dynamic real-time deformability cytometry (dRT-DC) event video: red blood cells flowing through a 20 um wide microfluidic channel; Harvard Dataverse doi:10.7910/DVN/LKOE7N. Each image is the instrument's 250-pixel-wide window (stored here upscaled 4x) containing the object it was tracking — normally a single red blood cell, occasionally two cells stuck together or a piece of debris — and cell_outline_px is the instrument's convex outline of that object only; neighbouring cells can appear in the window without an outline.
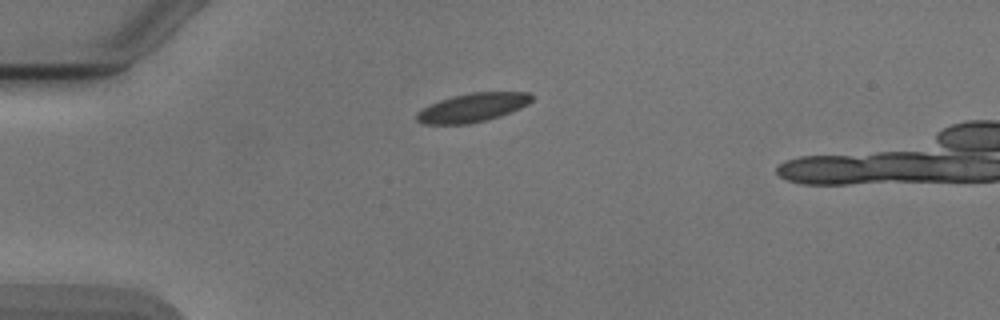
{"species": "Egyptian fruit bat (a non-hibernating species)", "species_latin": "Rousettus aegyptiacus", "temperature_condition": "cold", "stored_images_in_passage": 2, "camera_frame_rate_fps": 3000, "um_per_image_px": 0.085, "animal": {"sex": "male"}, "frame": {"image": 1, "passage_image": 1, "time_ms": 0.0, "image_size_px": [1000, 320], "cell_outline_px": [[532, 100], [528, 104], [520, 108], [500, 116], [488, 120], [468, 124], [424, 124], [416, 120], [416, 112], [440, 100], [452, 96], [472, 92], [528, 92], [532, 96]], "centroid_in_image_um": [40.17, 9.15], "position_along_channel_um": 44.8, "area_um2": 19.19}}